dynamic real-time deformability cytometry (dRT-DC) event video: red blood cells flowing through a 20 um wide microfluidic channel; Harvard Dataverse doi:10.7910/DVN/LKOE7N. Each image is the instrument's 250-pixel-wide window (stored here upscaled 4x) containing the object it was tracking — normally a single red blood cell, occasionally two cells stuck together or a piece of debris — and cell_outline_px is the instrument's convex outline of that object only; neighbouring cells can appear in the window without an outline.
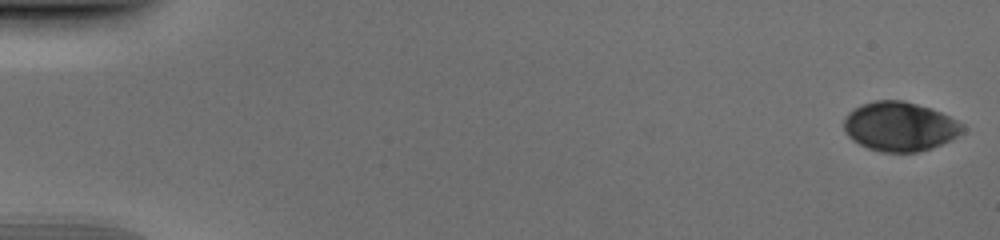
{"species": "human", "species_latin": "Homo sapiens", "temperature_condition": "cold", "stored_images_in_passage": 52, "camera_frame_rate_fps": 3000, "um_per_image_px": 0.085, "donor": {"sex": "male"}, "frame": {"image": 1, "passage_image": 1, "time_ms": 0.0, "image_size_px": [1000, 240], "cell_outline_px": [[964, 132], [932, 148], [916, 152], [880, 152], [868, 148], [852, 140], [848, 136], [844, 128], [844, 120], [848, 112], [860, 104], [872, 100], [904, 100], [940, 112], [964, 124]], "centroid_in_image_um": [76.45, 10.75], "position_along_channel_um": 8.6, "area_um2": 33.99}}
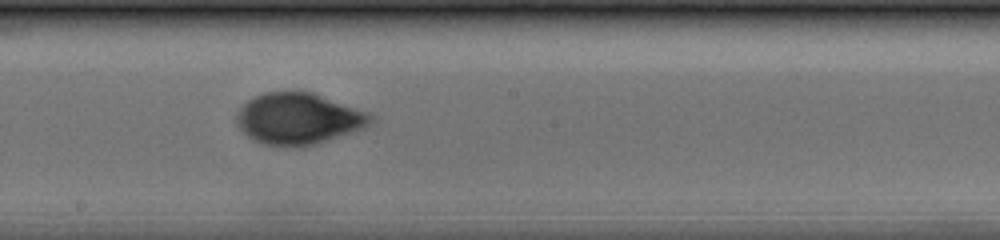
{"frame": {"image": 2, "passage_image": 30, "time_ms": 9.667, "image_size_px": [1000, 240], "cell_outline_px": [[376, 120], [364, 128], [316, 144], [296, 148], [288, 148], [264, 144], [248, 136], [236, 124], [236, 112], [248, 100], [264, 92], [312, 92], [368, 112]], "centroid_in_image_um": [25.37, 10.11], "position_along_channel_um": 222.8, "area_um2": 40.17}}
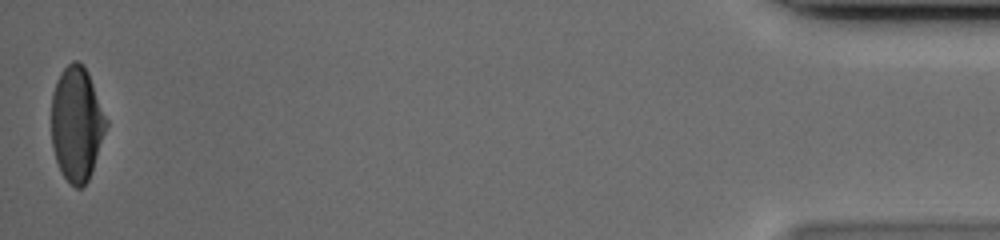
{"frame": {"image": 3, "passage_image": 52, "time_ms": 17.0, "image_size_px": [1000, 240], "cell_outline_px": [[108, 124], [92, 172], [88, 180], [80, 188], [76, 188], [60, 172], [52, 148], [52, 92], [56, 80], [60, 72], [72, 60], [76, 60], [84, 64], [88, 72], [108, 120]], "centroid_in_image_um": [6.52, 10.5], "position_along_channel_um": 428.7, "area_um2": 36.76}}